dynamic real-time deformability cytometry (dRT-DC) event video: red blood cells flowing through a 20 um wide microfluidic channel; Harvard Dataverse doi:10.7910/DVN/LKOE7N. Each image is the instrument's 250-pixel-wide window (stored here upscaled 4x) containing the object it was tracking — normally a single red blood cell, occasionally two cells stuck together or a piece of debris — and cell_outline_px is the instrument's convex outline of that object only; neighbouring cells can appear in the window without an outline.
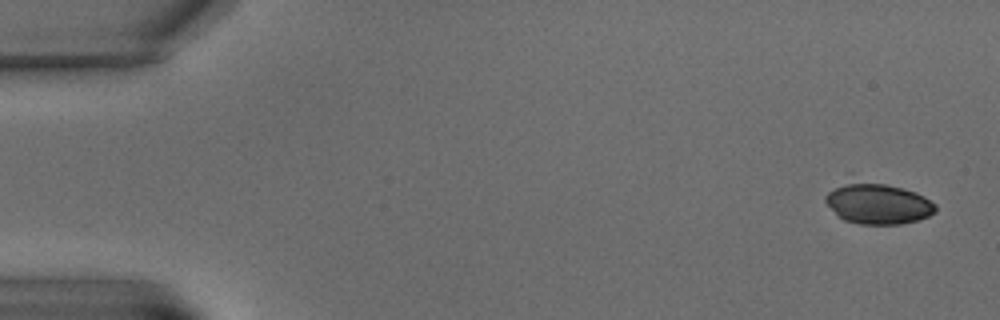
{"species": "common noctule bat (a hibernating species)", "species_latin": "Nyctalus noctula", "temperature_condition": "warm", "stored_images_in_passage": 4, "camera_frame_rate_fps": 3000, "um_per_image_px": 0.085, "animal": {"sex": "male", "body_mass_g": 15.6}, "frame": {"image": 1, "passage_image": 1, "time_ms": 0.0, "image_size_px": [1000, 320], "cell_outline_px": [[936, 212], [928, 216], [916, 220], [900, 224], [860, 224], [844, 220], [836, 216], [824, 200], [824, 196], [828, 192], [844, 184], [884, 184], [916, 192], [924, 196], [936, 204]], "centroid_in_image_um": [74.64, 17.36], "position_along_channel_um": 10.4, "area_um2": 25.43}}
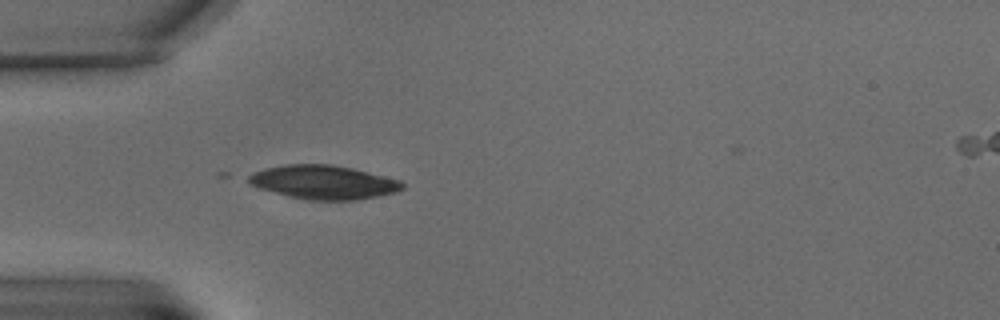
{"frame": {"image": 2, "passage_image": 4, "time_ms": 6.333, "image_size_px": [1000, 320], "cell_outline_px": [[404, 188], [396, 192], [356, 200], [308, 200], [288, 196], [260, 188], [248, 184], [244, 176], [252, 172], [264, 168], [284, 164], [332, 164], [352, 168], [400, 180], [404, 184]], "centroid_in_image_um": [27.43, 15.48], "position_along_channel_um": 57.6, "area_um2": 30.52}}